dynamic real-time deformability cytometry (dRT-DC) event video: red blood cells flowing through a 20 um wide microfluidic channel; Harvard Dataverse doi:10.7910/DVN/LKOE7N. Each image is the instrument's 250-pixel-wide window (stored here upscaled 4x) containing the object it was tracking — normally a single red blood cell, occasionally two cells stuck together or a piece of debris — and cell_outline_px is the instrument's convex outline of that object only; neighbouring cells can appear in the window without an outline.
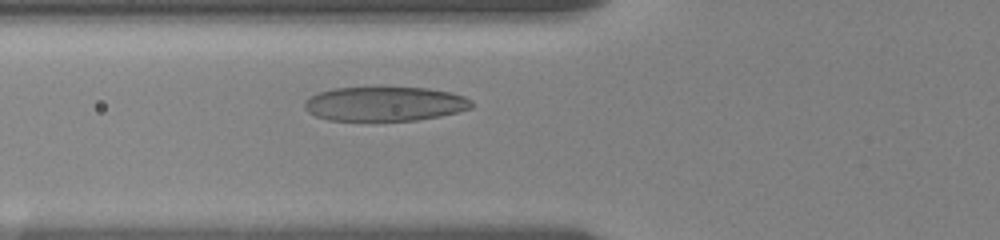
{"species": "human", "species_latin": "Homo sapiens", "temperature_condition": "room temperature", "stored_images_in_passage": 50, "camera_frame_rate_fps": 3000, "um_per_image_px": 0.085, "donor": {"sex": "female"}, "frame": {"image": 1, "passage_image": 17, "time_ms": 4.0, "image_size_px": [1000, 240], "cell_outline_px": [[472, 108], [440, 116], [416, 120], [328, 120], [316, 116], [308, 112], [304, 108], [304, 100], [308, 96], [332, 88], [428, 88], [452, 92], [464, 96], [472, 100]], "centroid_in_image_um": [32.69, 8.82], "position_along_channel_um": 93.1, "area_um2": 33.41}}
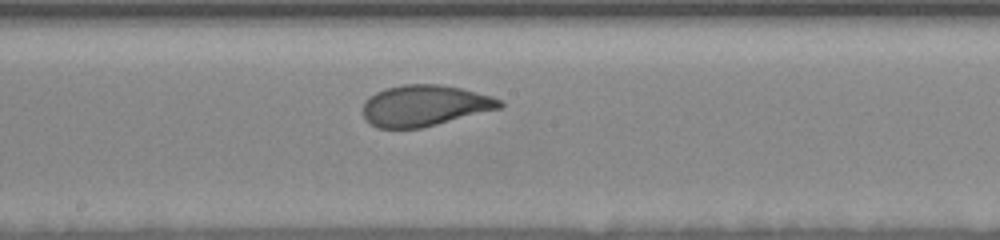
{"frame": {"image": 2, "passage_image": 28, "time_ms": 7.333, "image_size_px": [1000, 240], "cell_outline_px": [[504, 108], [420, 128], [376, 128], [368, 124], [364, 120], [364, 100], [368, 96], [376, 92], [388, 88], [404, 84], [440, 84], [460, 88], [492, 96], [500, 100], [504, 104]], "centroid_in_image_um": [36.09, 8.98], "position_along_channel_um": 212.1, "area_um2": 32.95}}
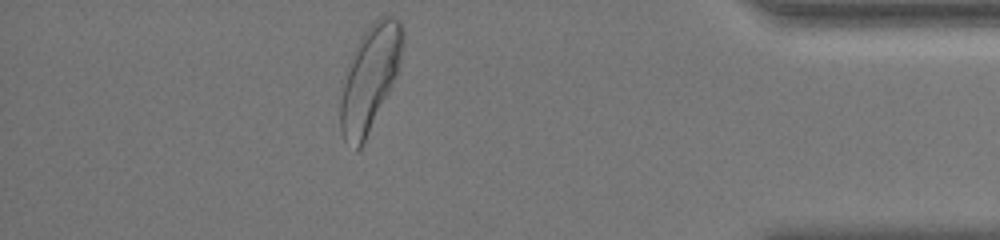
{"frame": {"image": 3, "passage_image": 41, "time_ms": 13.667, "image_size_px": [1000, 240], "cell_outline_px": [[404, 40], [396, 76], [360, 148], [356, 152], [344, 140], [340, 132], [340, 100], [348, 60], [360, 36], [380, 16], [392, 16], [400, 20], [404, 32]], "centroid_in_image_um": [31.41, 6.61], "position_along_channel_um": 403.8, "area_um2": 37.69}, "authors_computed_cell_mechanics": {"area_um2": 33.9575, "velocity_mm_per_s": 3.5656, "shape_relaxation_time_tau1_ms": 2.9486, "shape_relaxation_time_tau2_ms": 0.7538, "deformation_change_tau1": 0.1615, "deformation_change_tau2": 0.0698}}